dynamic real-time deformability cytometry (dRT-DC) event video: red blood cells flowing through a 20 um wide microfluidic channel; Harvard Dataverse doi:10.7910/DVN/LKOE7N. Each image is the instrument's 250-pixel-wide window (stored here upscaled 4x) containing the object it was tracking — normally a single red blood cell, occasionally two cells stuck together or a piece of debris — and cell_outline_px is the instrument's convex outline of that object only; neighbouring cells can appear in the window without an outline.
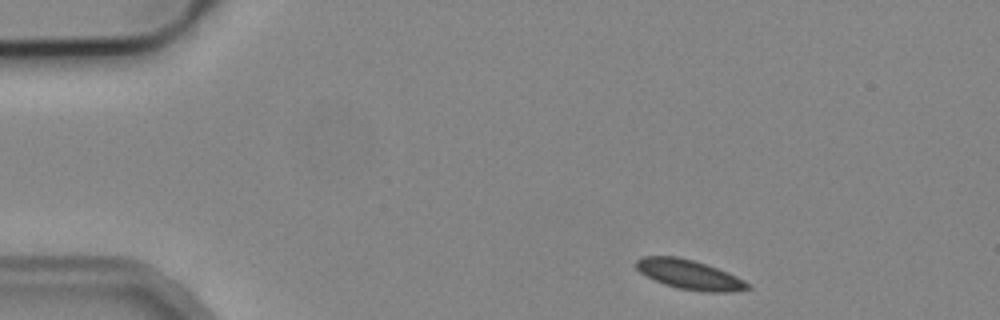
{"species": "common noctule bat (a hibernating species)", "species_latin": "Nyctalus noctula", "temperature_condition": "cold", "stored_images_in_passage": 4, "camera_frame_rate_fps": 3000, "um_per_image_px": 0.085, "animal": {"sex": "male", "body_mass_g": 19.2, "forearm_length_mm": 51.8}, "frame": {"image": 1, "passage_image": 1, "time_ms": 0.0, "image_size_px": [1000, 320], "cell_outline_px": [[752, 288], [732, 292], [704, 292], [676, 288], [664, 284], [640, 272], [636, 268], [636, 260], [644, 256], [676, 256], [692, 260], [728, 272], [752, 284]], "centroid_in_image_um": [58.64, 23.35], "position_along_channel_um": 26.4, "area_um2": 19.13}}
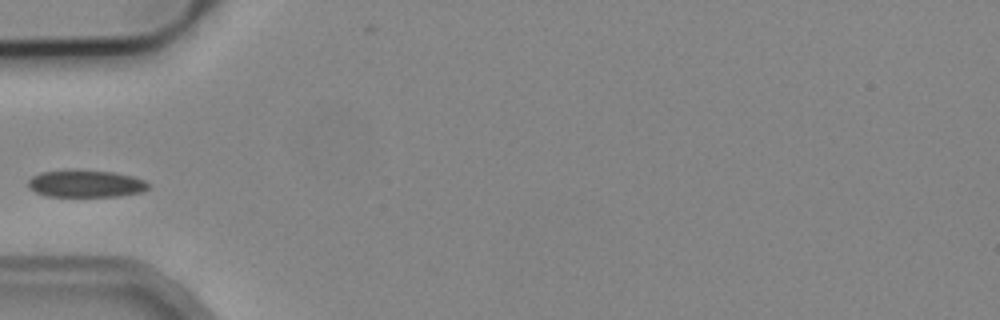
{"frame": {"image": 2, "passage_image": 4, "time_ms": 3.333, "image_size_px": [1000, 320], "cell_outline_px": [[148, 188], [140, 192], [120, 196], [44, 196], [28, 188], [28, 180], [32, 176], [40, 172], [116, 172], [132, 176], [144, 180], [148, 184]], "centroid_in_image_um": [7.28, 15.65], "position_along_channel_um": 77.7, "area_um2": 18.38}}